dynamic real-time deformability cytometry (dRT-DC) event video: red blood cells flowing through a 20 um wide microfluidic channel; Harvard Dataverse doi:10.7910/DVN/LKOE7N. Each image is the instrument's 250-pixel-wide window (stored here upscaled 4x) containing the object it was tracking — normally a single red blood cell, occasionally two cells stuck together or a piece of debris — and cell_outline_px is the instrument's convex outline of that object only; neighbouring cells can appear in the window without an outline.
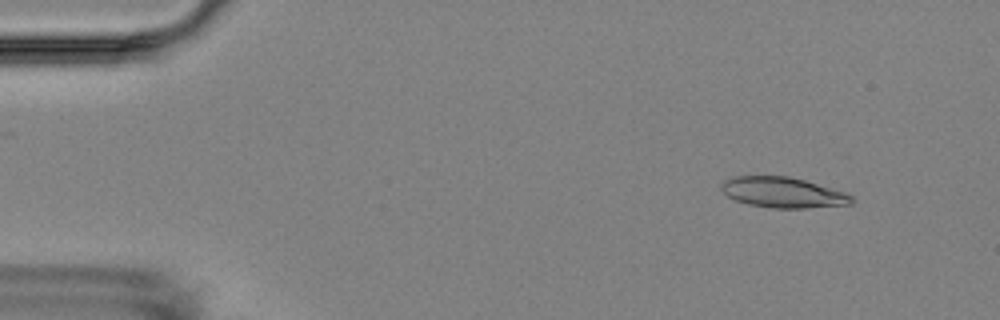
{"species": "Egyptian fruit bat (a non-hibernating species)", "species_latin": "Rousettus aegyptiacus", "temperature_condition": "room temperature", "stored_images_in_passage": 6, "camera_frame_rate_fps": 3000, "um_per_image_px": 0.085, "animal": {"sex": "female"}, "frame": {"image": 1, "passage_image": 2, "time_ms": 1.333, "image_size_px": [1000, 320], "cell_outline_px": [[856, 200], [852, 204], [804, 208], [772, 208], [748, 204], [736, 200], [728, 196], [720, 188], [720, 184], [724, 180], [732, 176], [788, 176], [804, 180], [844, 192], [852, 196]], "centroid_in_image_um": [66.53, 16.36], "position_along_channel_um": 18.5, "area_um2": 23.12}}
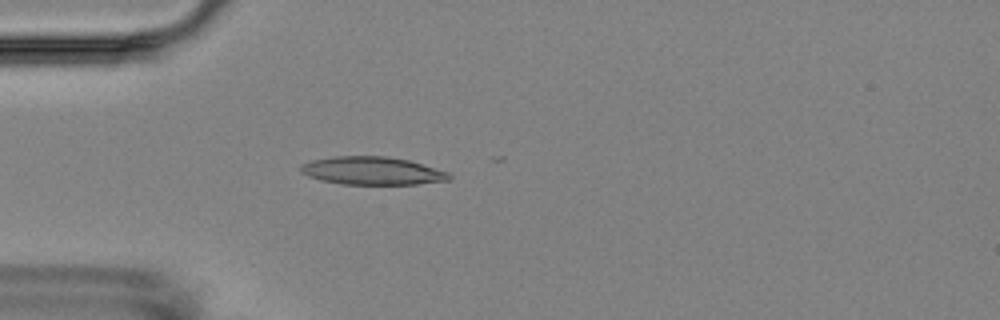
{"frame": {"image": 2, "passage_image": 4, "time_ms": 4.667, "image_size_px": [1000, 320], "cell_outline_px": [[452, 176], [448, 180], [416, 184], [344, 184], [320, 180], [308, 176], [300, 172], [300, 164], [312, 160], [336, 156], [388, 156], [408, 160], [448, 172]], "centroid_in_image_um": [31.6, 14.51], "position_along_channel_um": 53.4, "area_um2": 24.1}}